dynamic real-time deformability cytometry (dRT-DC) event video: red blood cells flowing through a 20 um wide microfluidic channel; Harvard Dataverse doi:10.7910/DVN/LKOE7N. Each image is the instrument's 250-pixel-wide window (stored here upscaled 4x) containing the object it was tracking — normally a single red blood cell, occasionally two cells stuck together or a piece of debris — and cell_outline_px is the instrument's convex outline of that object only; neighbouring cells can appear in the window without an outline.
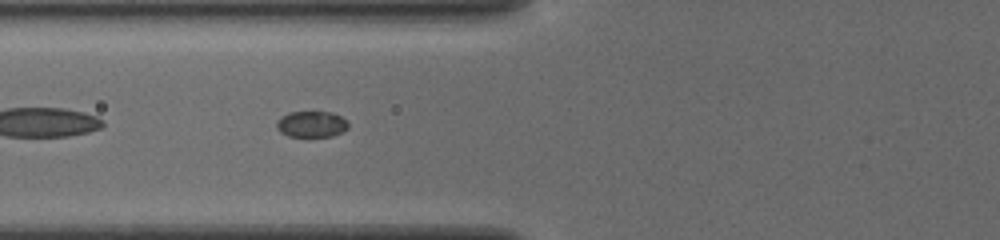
{"species": "common noctule bat (a hibernating species)", "species_latin": "Nyctalus noctula", "temperature_condition": "cold", "stored_images_in_passage": 37, "camera_frame_rate_fps": 3000, "um_per_image_px": 0.085, "animal": {"sex": "female", "body_mass_g": 19.5, "forearm_length_mm": 54.1}, "frame": {"image": 1, "passage_image": 5, "time_ms": 1.333, "image_size_px": [1000, 240], "cell_outline_px": [[348, 128], [332, 136], [308, 140], [288, 136], [280, 132], [276, 128], [276, 120], [288, 112], [332, 112], [348, 120]], "centroid_in_image_um": [26.45, 10.61], "position_along_channel_um": 99.4, "area_um2": 11.56}}
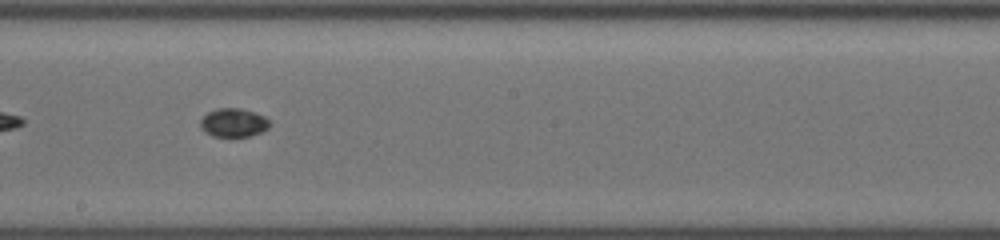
{"frame": {"image": 2, "passage_image": 15, "time_ms": 4.667, "image_size_px": [1000, 240], "cell_outline_px": [[272, 124], [268, 128], [260, 132], [248, 136], [212, 136], [204, 132], [200, 128], [200, 120], [208, 112], [216, 108], [240, 108], [264, 116]], "centroid_in_image_um": [19.82, 10.42], "position_along_channel_um": 228.4, "area_um2": 11.5}}
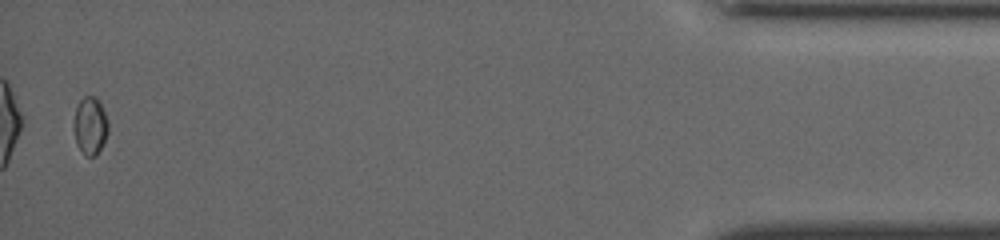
{"frame": {"image": 3, "passage_image": 36, "time_ms": 11.667, "image_size_px": [1000, 240], "cell_outline_px": [[108, 132], [96, 156], [84, 156], [76, 144], [72, 128], [72, 120], [76, 108], [80, 100], [84, 96], [96, 96], [100, 100], [108, 124]], "centroid_in_image_um": [7.62, 10.68], "position_along_channel_um": 427.6, "area_um2": 11.85}, "authors_computed_cell_mechanics": {"area_um2": 11.3288, "velocity_mm_per_s": 3.8665, "shape_relaxation_time_tau1_ms": 1.061, "shape_relaxation_time_tau2_ms": null, "deformation_change_tau1": 0.0465, "deformation_change_tau2": null}}